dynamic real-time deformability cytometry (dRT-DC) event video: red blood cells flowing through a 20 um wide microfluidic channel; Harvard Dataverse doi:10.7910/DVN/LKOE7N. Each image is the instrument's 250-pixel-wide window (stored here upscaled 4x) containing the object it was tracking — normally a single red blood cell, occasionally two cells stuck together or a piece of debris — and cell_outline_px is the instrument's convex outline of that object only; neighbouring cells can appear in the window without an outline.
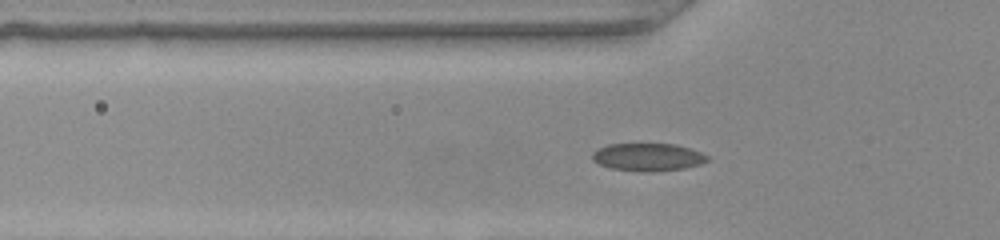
{"species": "common noctule bat (a hibernating species)", "species_latin": "Nyctalus noctula", "temperature_condition": "warm", "stored_images_in_passage": 37, "camera_frame_rate_fps": 3000, "um_per_image_px": 0.085, "animal": {"sex": "female", "body_mass_g": 22.0, "forearm_length_mm": 56.7}, "frame": {"image": 1, "passage_image": 3, "time_ms": 0.667, "image_size_px": [1000, 240], "cell_outline_px": [[712, 160], [700, 164], [684, 168], [656, 172], [644, 172], [612, 168], [600, 164], [592, 160], [592, 152], [608, 144], [676, 144], [712, 156]], "centroid_in_image_um": [55.13, 13.36], "position_along_channel_um": 70.7, "area_um2": 18.73}}
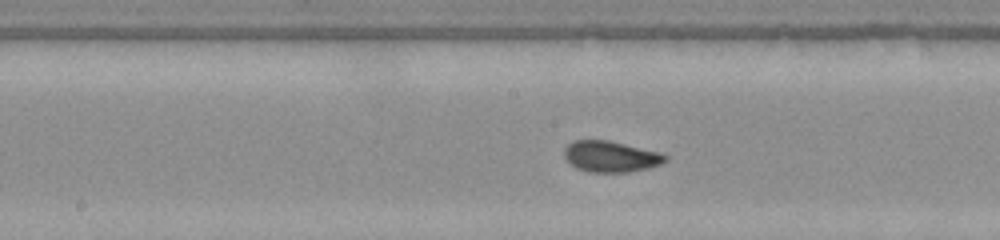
{"frame": {"image": 2, "passage_image": 12, "time_ms": 3.667, "image_size_px": [1000, 240], "cell_outline_px": [[668, 160], [660, 164], [648, 168], [628, 172], [588, 172], [576, 168], [564, 156], [564, 148], [568, 144], [576, 140], [608, 140], [660, 152], [668, 156]], "centroid_in_image_um": [51.93, 13.3], "position_along_channel_um": 196.3, "area_um2": 18.26}}
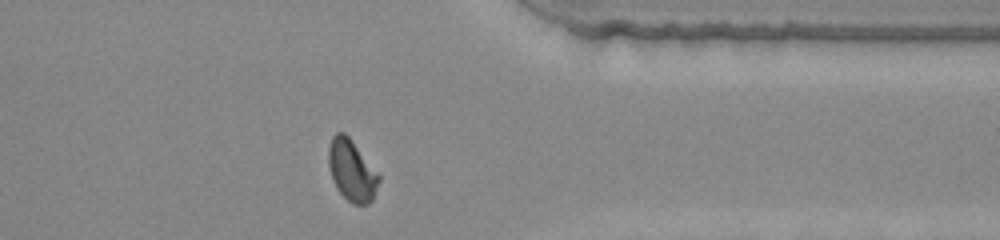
{"frame": {"image": 3, "passage_image": 26, "time_ms": 8.333, "image_size_px": [1000, 240], "cell_outline_px": [[380, 180], [372, 200], [368, 204], [352, 204], [336, 188], [332, 180], [328, 164], [328, 148], [332, 136], [336, 132], [344, 132], [352, 140], [380, 176]], "centroid_in_image_um": [29.88, 14.48], "position_along_channel_um": 381.5, "area_um2": 17.92}}